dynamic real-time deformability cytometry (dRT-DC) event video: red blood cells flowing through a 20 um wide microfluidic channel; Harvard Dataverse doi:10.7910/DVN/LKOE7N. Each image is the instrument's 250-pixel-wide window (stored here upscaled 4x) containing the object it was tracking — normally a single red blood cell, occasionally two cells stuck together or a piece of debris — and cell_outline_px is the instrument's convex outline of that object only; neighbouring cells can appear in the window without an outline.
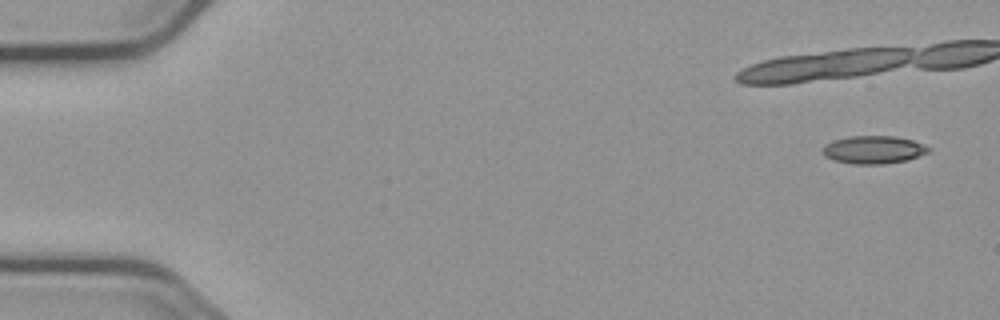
{"species": "common noctule bat (a hibernating species)", "species_latin": "Nyctalus noctula", "temperature_condition": "cold", "stored_images_in_passage": 7, "camera_frame_rate_fps": 3000, "um_per_image_px": 0.085, "animal": {"sex": "male", "body_mass_g": 23.1, "forearm_length_mm": 52.7}, "frame": {"image": 1, "passage_image": 1, "time_ms": 0.0, "image_size_px": [1000, 320], "cell_outline_px": [[932, 148], [928, 152], [908, 160], [880, 164], [852, 164], [832, 160], [824, 156], [820, 148], [824, 144], [832, 140], [848, 136], [892, 136], [912, 140], [924, 144]], "centroid_in_image_um": [74.19, 12.72], "position_along_channel_um": 10.8, "area_um2": 17.46}}